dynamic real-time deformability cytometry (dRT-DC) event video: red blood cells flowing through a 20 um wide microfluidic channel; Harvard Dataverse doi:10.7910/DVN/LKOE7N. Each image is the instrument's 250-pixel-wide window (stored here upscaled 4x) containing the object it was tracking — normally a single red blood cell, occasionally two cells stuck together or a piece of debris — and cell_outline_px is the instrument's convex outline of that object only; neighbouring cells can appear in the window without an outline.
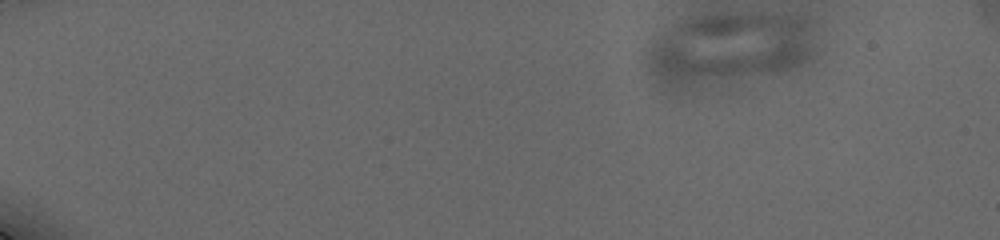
{"species": "human", "species_latin": "Homo sapiens", "temperature_condition": "cold", "stored_images_in_passage": 22, "camera_frame_rate_fps": 3000, "um_per_image_px": 0.085, "donor": {"sex": "male"}, "frame": {"image": 1, "passage_image": 1, "time_ms": 0.0, "image_size_px": [1000, 240], "cell_outline_px": [[812, 56], [784, 72], [692, 88], [668, 88], [656, 80], [644, 64], [648, 52], [672, 28], [692, 20], [716, 16], [740, 16], [804, 20], [812, 52]], "centroid_in_image_um": [61.83, 4.29], "position_along_channel_um": 23.2, "area_um2": 66.53}}
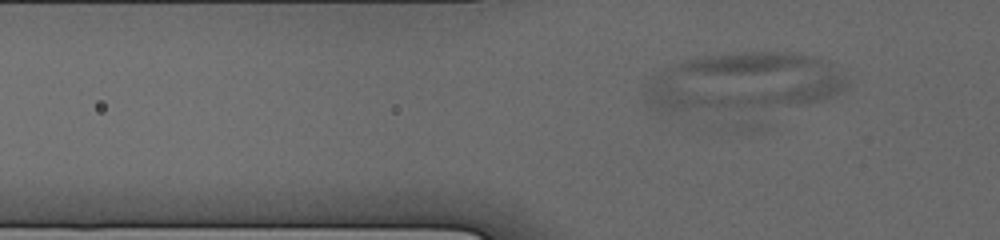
{"frame": {"image": 2, "passage_image": 11, "time_ms": 4.667, "image_size_px": [1000, 240], "cell_outline_px": [[848, 88], [824, 100], [804, 104], [744, 108], [668, 112], [660, 112], [648, 104], [644, 100], [644, 84], [652, 76], [684, 60], [704, 56], [744, 52], [776, 52], [812, 56], [828, 60], [848, 80]], "centroid_in_image_um": [63.19, 6.98], "position_along_channel_um": 62.6, "area_um2": 68.96}}